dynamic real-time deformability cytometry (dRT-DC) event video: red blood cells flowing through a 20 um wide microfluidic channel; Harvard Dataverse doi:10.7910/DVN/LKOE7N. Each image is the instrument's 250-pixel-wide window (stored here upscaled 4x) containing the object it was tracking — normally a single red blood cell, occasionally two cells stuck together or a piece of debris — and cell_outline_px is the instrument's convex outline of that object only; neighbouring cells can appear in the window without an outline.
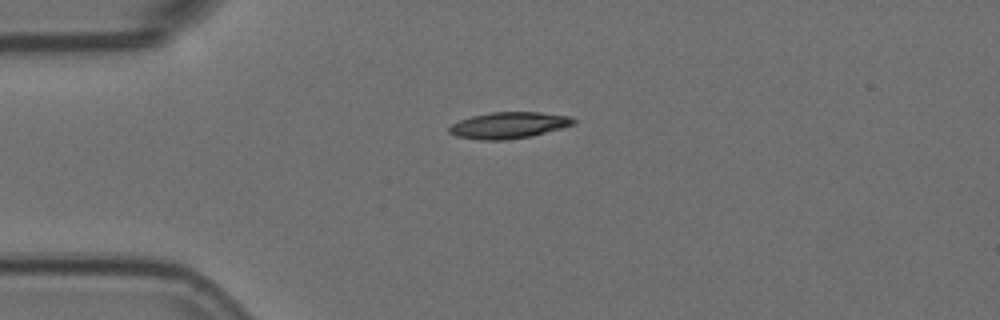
{"species": "Egyptian fruit bat (a non-hibernating species)", "species_latin": "Rousettus aegyptiacus", "temperature_condition": "room temperature", "stored_images_in_passage": 3, "camera_frame_rate_fps": 3000, "um_per_image_px": 0.085, "animal": {"sex": "female"}, "frame": {"image": 1, "passage_image": 3, "time_ms": 0.667, "image_size_px": [1000, 320], "cell_outline_px": [[576, 124], [532, 136], [504, 140], [480, 140], [456, 136], [448, 132], [448, 128], [452, 124], [460, 120], [472, 116], [492, 112], [540, 112], [572, 116], [576, 120]], "centroid_in_image_um": [43.27, 10.64], "position_along_channel_um": 41.7, "area_um2": 19.19}}